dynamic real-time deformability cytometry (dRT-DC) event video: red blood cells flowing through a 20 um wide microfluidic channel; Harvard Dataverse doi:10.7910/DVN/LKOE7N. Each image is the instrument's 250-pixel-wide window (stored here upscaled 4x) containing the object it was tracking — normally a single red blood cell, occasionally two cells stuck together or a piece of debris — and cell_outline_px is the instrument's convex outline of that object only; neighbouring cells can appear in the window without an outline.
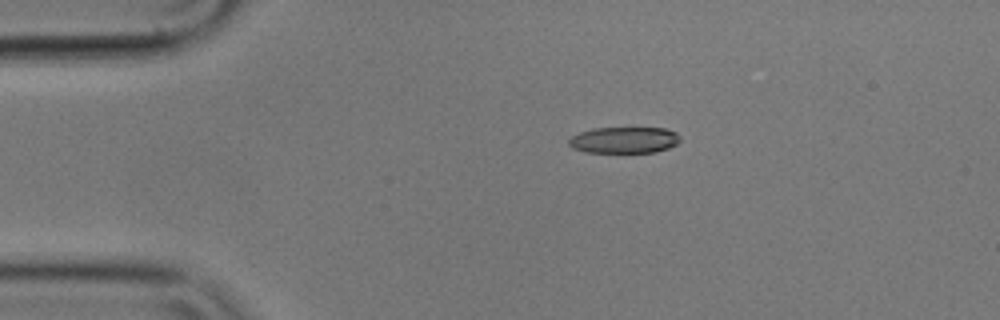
{"species": "common noctule bat (a hibernating species)", "species_latin": "Nyctalus noctula", "temperature_condition": "cold", "stored_images_in_passage": 14, "camera_frame_rate_fps": 3000, "um_per_image_px": 0.085, "animal": {"sex": "male", "body_mass_g": 17.9}, "frame": {"image": 1, "passage_image": 2, "time_ms": 0.333, "image_size_px": [1000, 320], "cell_outline_px": [[680, 140], [676, 144], [668, 148], [656, 152], [584, 152], [572, 148], [568, 144], [568, 140], [572, 136], [580, 132], [592, 128], [664, 128], [676, 132], [680, 136]], "centroid_in_image_um": [53.04, 11.9], "position_along_channel_um": 32.0, "area_um2": 17.11}}
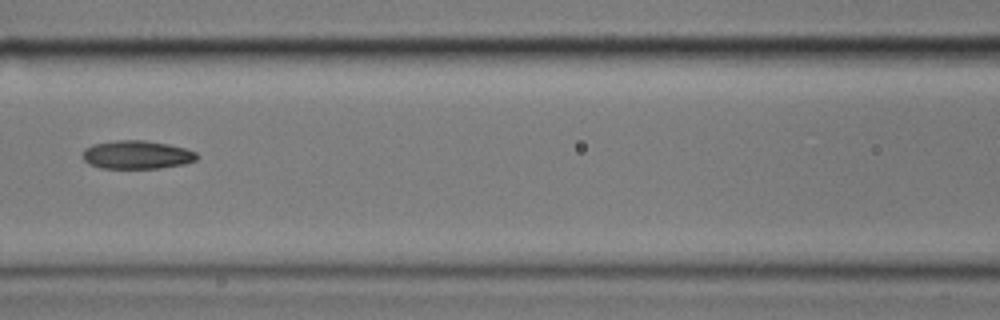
{"frame": {"image": 2, "passage_image": 6, "time_ms": 1.667, "image_size_px": [1000, 320], "cell_outline_px": [[200, 156], [196, 160], [184, 164], [160, 168], [100, 168], [88, 164], [80, 156], [84, 148], [92, 144], [116, 140], [144, 140], [168, 144], [184, 148], [196, 152]], "centroid_in_image_um": [11.6, 13.15], "position_along_channel_um": 155.0, "area_um2": 19.13}}
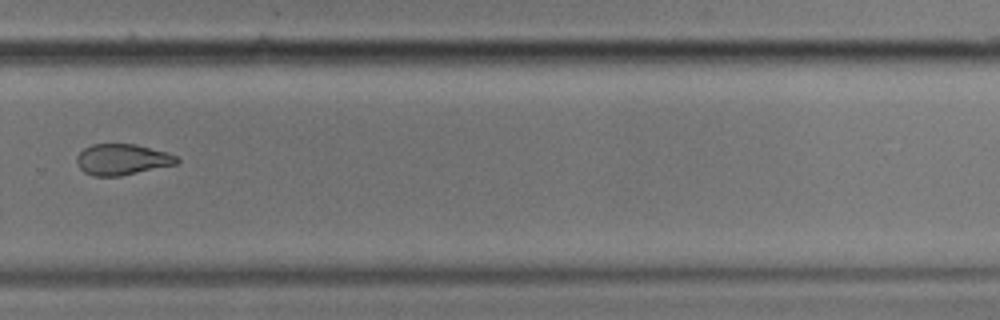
{"frame": {"image": 3, "passage_image": 10, "time_ms": 3.0, "image_size_px": [1000, 320], "cell_outline_px": [[180, 160], [176, 164], [120, 176], [92, 176], [84, 172], [80, 168], [76, 160], [76, 156], [84, 148], [92, 144], [136, 144], [168, 152], [176, 156]], "centroid_in_image_um": [10.38, 13.55], "position_along_channel_um": 319.4, "area_um2": 18.09}}